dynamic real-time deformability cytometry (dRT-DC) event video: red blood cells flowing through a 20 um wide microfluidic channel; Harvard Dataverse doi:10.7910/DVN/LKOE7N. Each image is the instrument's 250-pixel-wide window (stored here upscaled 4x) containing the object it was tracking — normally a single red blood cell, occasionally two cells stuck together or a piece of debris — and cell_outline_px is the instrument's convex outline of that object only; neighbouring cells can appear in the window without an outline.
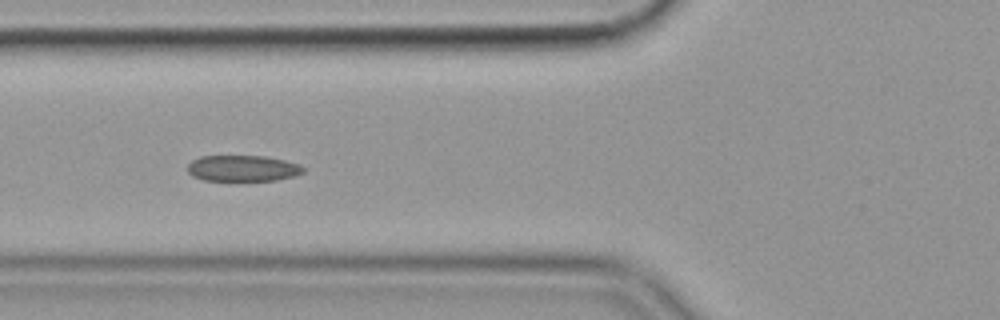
{"species": "common noctule bat (a hibernating species)", "species_latin": "Nyctalus noctula", "temperature_condition": "cold", "stored_images_in_passage": 41, "camera_frame_rate_fps": 3000, "um_per_image_px": 0.085, "animal": {"sex": "female", "body_mass_g": 19.9}, "frame": {"image": 1, "passage_image": 7, "time_ms": 2.0, "image_size_px": [1000, 320], "cell_outline_px": [[304, 172], [296, 176], [276, 180], [204, 180], [192, 176], [188, 172], [188, 164], [192, 160], [200, 156], [264, 156], [284, 160], [300, 164], [304, 168]], "centroid_in_image_um": [20.64, 14.3], "position_along_channel_um": 105.2, "area_um2": 17.57}}
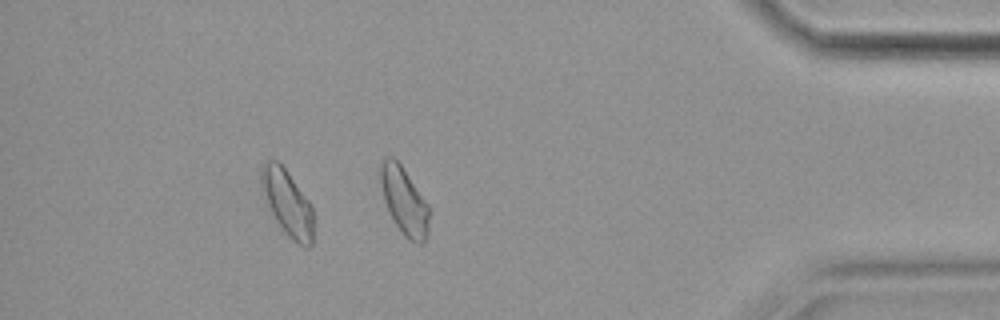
{"frame": {"image": 2, "passage_image": 35, "time_ms": 11.333, "image_size_px": [1000, 320], "cell_outline_px": [[312, 244], [308, 248], [304, 248], [296, 244], [284, 232], [276, 220], [260, 188], [260, 168], [264, 160], [276, 160], [284, 168], [312, 204]], "centroid_in_image_um": [24.41, 17.24], "position_along_channel_um": 410.8, "area_um2": 20.06}, "authors_computed_cell_mechanics": {"area_um2": 18.5538, "velocity_mm_per_s": 3.5463, "shape_relaxation_time_tau1_ms": null, "shape_relaxation_time_tau2_ms": 6.5803, "deformation_change_tau1": null, "deformation_change_tau2": 0.1122}}